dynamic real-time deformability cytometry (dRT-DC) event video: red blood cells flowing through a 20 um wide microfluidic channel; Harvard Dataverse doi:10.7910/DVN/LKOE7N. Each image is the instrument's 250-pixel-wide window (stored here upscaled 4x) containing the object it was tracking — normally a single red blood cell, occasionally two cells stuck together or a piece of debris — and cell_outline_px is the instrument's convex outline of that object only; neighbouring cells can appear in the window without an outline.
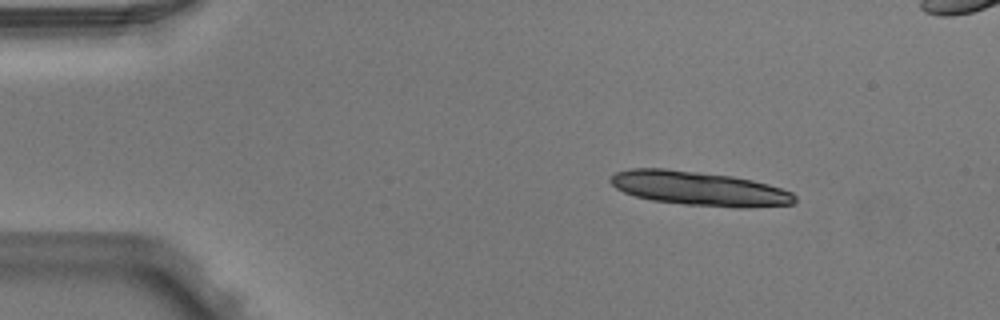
{"species": "Egyptian fruit bat (a non-hibernating species)", "species_latin": "Rousettus aegyptiacus", "temperature_condition": "warm", "stored_images_in_passage": 4, "camera_frame_rate_fps": 3000, "um_per_image_px": 0.085, "animal": {"sex": "male"}, "frame": {"image": 1, "passage_image": 1, "time_ms": 0.0, "image_size_px": [1000, 320], "cell_outline_px": [[796, 200], [792, 204], [744, 208], [736, 208], [684, 204], [652, 200], [636, 196], [624, 192], [616, 188], [608, 180], [616, 172], [632, 168], [664, 168], [732, 176], [752, 180], [768, 184], [792, 192], [796, 196]], "centroid_in_image_um": [59.44, 16.02], "position_along_channel_um": 25.6, "area_um2": 36.59}}